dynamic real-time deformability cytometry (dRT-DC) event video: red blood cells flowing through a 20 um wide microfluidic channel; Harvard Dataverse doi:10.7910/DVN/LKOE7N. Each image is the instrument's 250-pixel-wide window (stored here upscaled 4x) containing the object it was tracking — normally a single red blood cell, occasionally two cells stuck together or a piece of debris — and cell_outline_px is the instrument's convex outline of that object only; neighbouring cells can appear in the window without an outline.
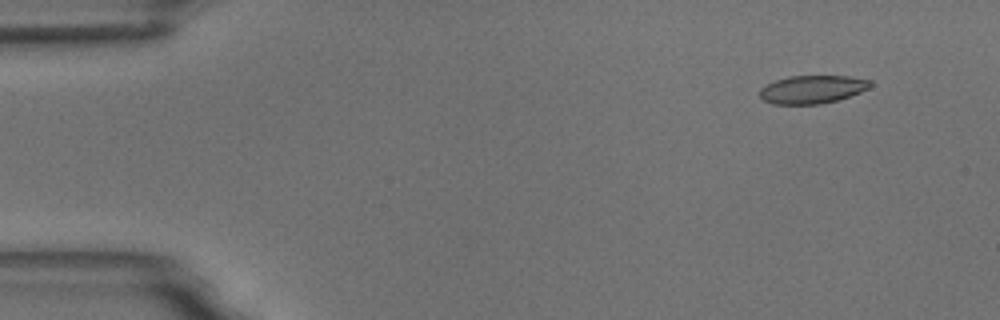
{"species": "common noctule bat (a hibernating species)", "species_latin": "Nyctalus noctula", "temperature_condition": "room temperature", "stored_images_in_passage": 58, "camera_frame_rate_fps": 3000, "um_per_image_px": 0.085, "animal": {"sex": "male", "body_mass_g": 18.8}, "frame": {"image": 1, "passage_image": 5, "time_ms": 1.333, "image_size_px": [1000, 320], "cell_outline_px": [[872, 84], [868, 88], [860, 92], [836, 100], [820, 104], [772, 104], [764, 100], [760, 96], [760, 88], [776, 80], [788, 76], [848, 76], [872, 80]], "centroid_in_image_um": [69.04, 7.59], "position_along_channel_um": 16.0, "area_um2": 17.98}}
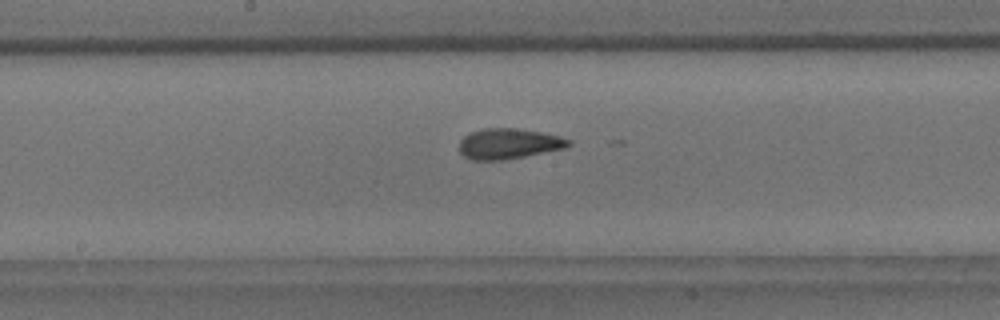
{"frame": {"image": 2, "passage_image": 30, "time_ms": 9.667, "image_size_px": [1000, 320], "cell_outline_px": [[572, 144], [564, 148], [504, 160], [472, 160], [464, 156], [460, 152], [460, 140], [464, 136], [472, 132], [484, 128], [512, 128], [540, 132], [560, 136], [572, 140]], "centroid_in_image_um": [43.24, 12.22], "position_along_channel_um": 205.0, "area_um2": 19.25}}
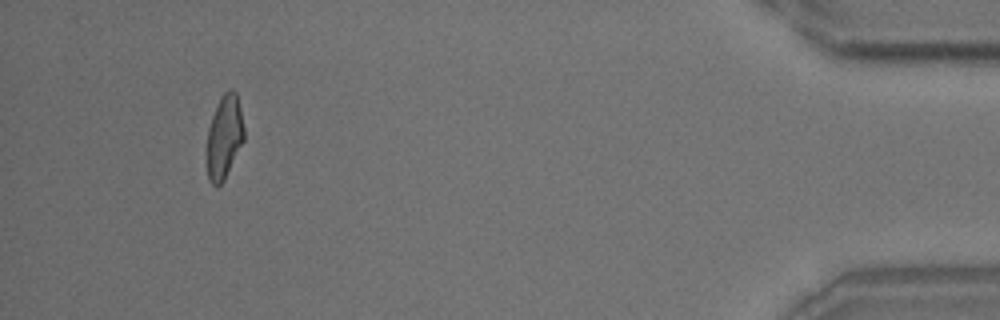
{"frame": {"image": 3, "passage_image": 54, "time_ms": 17.667, "image_size_px": [1000, 320], "cell_outline_px": [[244, 140], [224, 180], [216, 188], [208, 180], [208, 128], [212, 116], [220, 96], [228, 88], [232, 88], [236, 92], [240, 108], [244, 128]], "centroid_in_image_um": [19.08, 11.61], "position_along_channel_um": 416.1, "area_um2": 17.98}, "authors_computed_cell_mechanics": {"area_um2": 19.0162, "velocity_mm_per_s": 3.486, "shape_relaxation_time_tau1_ms": 5.964, "shape_relaxation_time_tau2_ms": 1.8306, "deformation_change_tau1": 0.1748, "deformation_change_tau2": 0.1006}}